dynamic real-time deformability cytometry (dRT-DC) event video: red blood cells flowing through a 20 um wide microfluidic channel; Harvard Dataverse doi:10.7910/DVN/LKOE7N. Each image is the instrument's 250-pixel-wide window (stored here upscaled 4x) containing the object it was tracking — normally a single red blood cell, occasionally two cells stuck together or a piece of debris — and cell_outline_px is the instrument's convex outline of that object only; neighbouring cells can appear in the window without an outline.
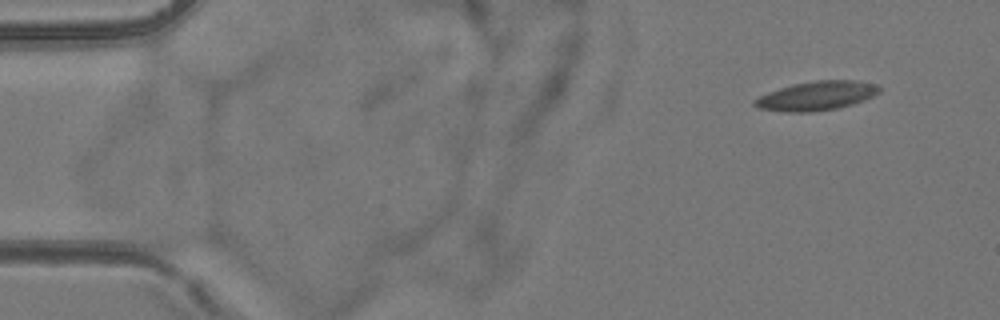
{"species": "common noctule bat (a hibernating species)", "species_latin": "Nyctalus noctula", "temperature_condition": "room temperature", "stored_images_in_passage": 6, "camera_frame_rate_fps": 3000, "um_per_image_px": 0.085, "animal": {"sex": "female", "body_mass_g": 24.6, "forearm_length_mm": 56.2}, "frame": {"image": 1, "passage_image": 2, "time_ms": 1.0, "image_size_px": [1000, 320], "cell_outline_px": [[880, 92], [864, 100], [852, 104], [836, 108], [812, 112], [784, 112], [760, 108], [752, 104], [752, 100], [768, 92], [792, 84], [816, 80], [852, 80], [872, 84], [880, 88]], "centroid_in_image_um": [69.36, 8.15], "position_along_channel_um": 15.6, "area_um2": 20.92}}
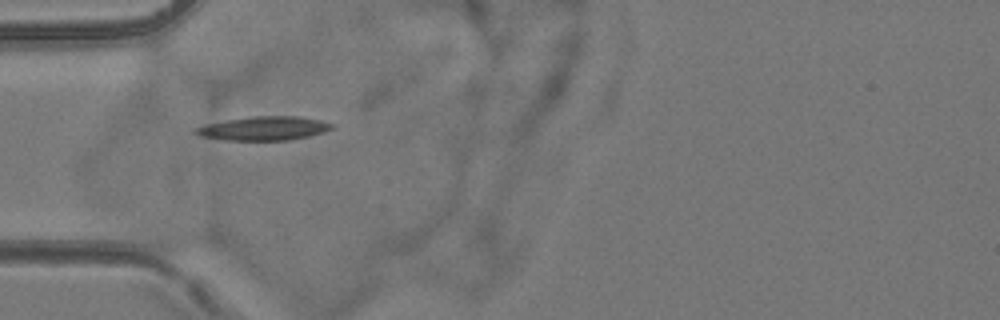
{"frame": {"image": 2, "passage_image": 6, "time_ms": 5.667, "image_size_px": [1000, 320], "cell_outline_px": [[336, 128], [324, 132], [308, 136], [288, 140], [224, 140], [200, 136], [192, 132], [196, 128], [204, 124], [252, 116], [300, 116], [320, 120], [336, 124]], "centroid_in_image_um": [22.46, 10.91], "position_along_channel_um": 62.5, "area_um2": 19.07}}